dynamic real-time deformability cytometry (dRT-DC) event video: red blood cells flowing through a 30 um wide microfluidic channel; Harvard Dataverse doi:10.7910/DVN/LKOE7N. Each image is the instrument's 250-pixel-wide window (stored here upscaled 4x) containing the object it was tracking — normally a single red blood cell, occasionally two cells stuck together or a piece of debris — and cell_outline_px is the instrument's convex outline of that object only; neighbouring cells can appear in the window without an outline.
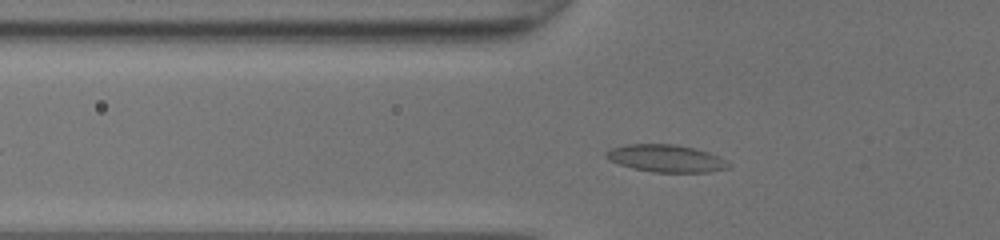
{"species": "common noctule bat (a hibernating species)", "species_latin": "Nyctalus noctula", "temperature_condition": "room temperature", "stored_images_in_passage": 40, "camera_frame_rate_fps": 3000, "um_per_image_px": 0.085, "animal": {"sex": "female", "body_mass_g": 20.0, "forearm_length_mm": 54.0}, "frame": {"image": 1, "passage_image": 8, "time_ms": 2.333, "image_size_px": [1000, 240], "cell_outline_px": [[728, 168], [708, 172], [652, 172], [632, 168], [608, 160], [604, 156], [604, 152], [612, 148], [628, 144], [676, 144], [708, 152], [720, 156], [728, 164]], "centroid_in_image_um": [56.56, 13.46], "position_along_channel_um": 69.2, "area_um2": 19.42}}
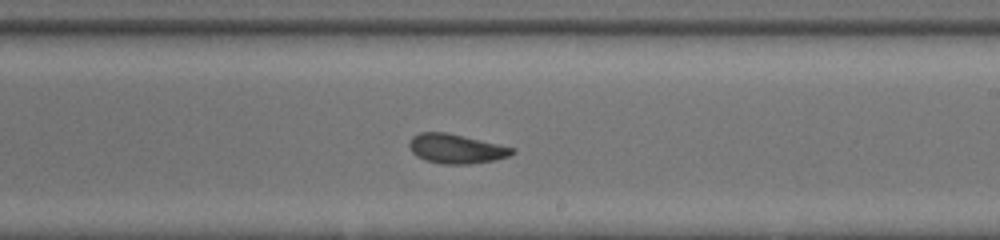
{"frame": {"image": 2, "passage_image": 21, "time_ms": 6.667, "image_size_px": [1000, 240], "cell_outline_px": [[516, 152], [508, 156], [496, 160], [468, 164], [444, 164], [424, 160], [416, 156], [412, 152], [408, 144], [412, 136], [420, 132], [444, 132], [516, 148]], "centroid_in_image_um": [38.76, 12.65], "position_along_channel_um": 250.2, "area_um2": 17.57}}
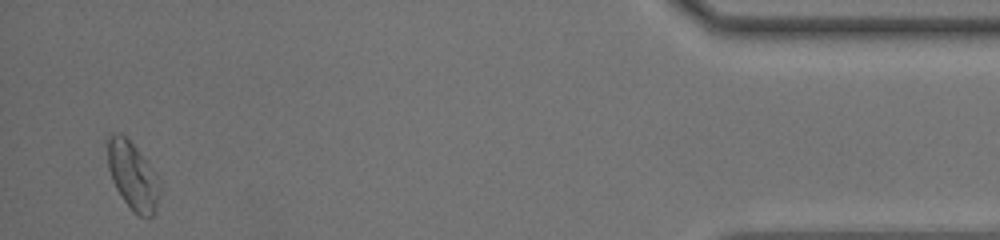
{"frame": {"image": 3, "passage_image": 38, "time_ms": 12.333, "image_size_px": [1000, 240], "cell_outline_px": [[160, 192], [156, 208], [152, 216], [140, 216], [132, 212], [116, 188], [112, 180], [108, 168], [108, 136], [112, 132], [120, 132], [136, 148], [148, 164], [160, 184]], "centroid_in_image_um": [11.26, 14.95], "position_along_channel_um": 423.9, "area_um2": 20.17}}